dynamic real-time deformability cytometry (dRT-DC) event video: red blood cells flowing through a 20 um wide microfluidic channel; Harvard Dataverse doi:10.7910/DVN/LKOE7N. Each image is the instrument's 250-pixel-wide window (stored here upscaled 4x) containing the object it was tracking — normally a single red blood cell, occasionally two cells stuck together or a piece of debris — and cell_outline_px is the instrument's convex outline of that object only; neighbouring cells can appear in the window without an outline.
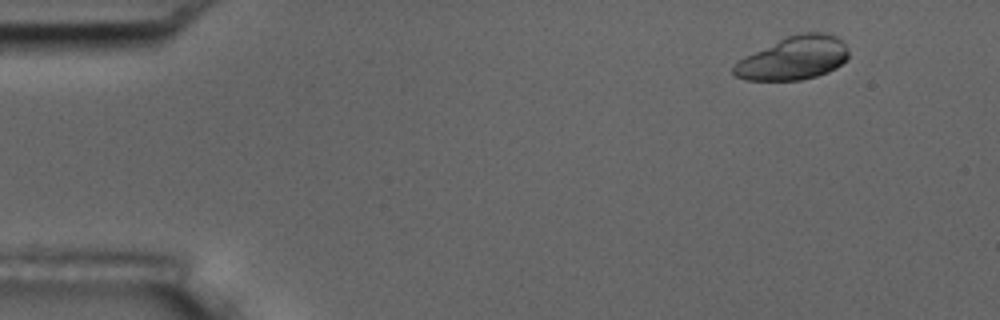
{"species": "common noctule bat (a hibernating species)", "species_latin": "Nyctalus noctula", "temperature_condition": "room temperature", "stored_images_in_passage": 4, "camera_frame_rate_fps": 3000, "um_per_image_px": 0.085, "animal": {"sex": "male", "body_mass_g": 17.5, "forearm_length_mm": 52.3}, "frame": {"image": 1, "passage_image": 1, "time_ms": 0.0, "image_size_px": [1000, 320], "cell_outline_px": [[848, 60], [836, 68], [828, 72], [816, 76], [800, 80], [744, 80], [736, 76], [732, 72], [732, 64], [744, 56], [788, 36], [800, 32], [824, 32], [836, 36], [848, 48]], "centroid_in_image_um": [67.44, 4.94], "position_along_channel_um": 17.6, "area_um2": 29.13}}
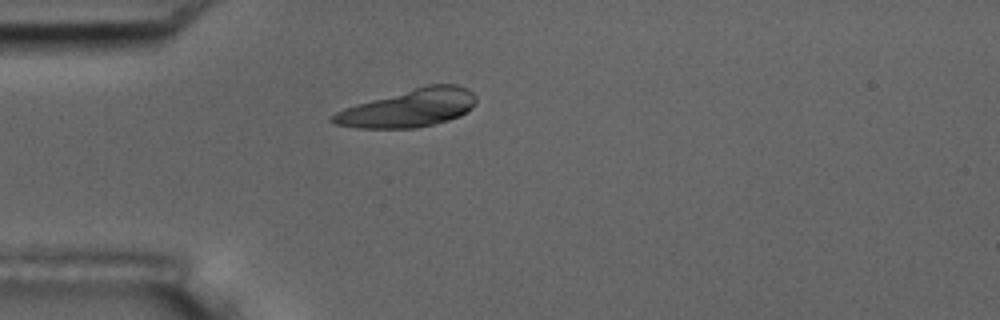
{"frame": {"image": 2, "passage_image": 4, "time_ms": 3.333, "image_size_px": [1000, 320], "cell_outline_px": [[476, 100], [472, 108], [468, 112], [460, 116], [448, 120], [416, 128], [356, 128], [332, 124], [328, 120], [336, 112], [344, 108], [356, 104], [428, 84], [456, 84], [468, 88], [476, 96]], "centroid_in_image_um": [34.74, 9.19], "position_along_channel_um": 50.3, "area_um2": 31.62}}